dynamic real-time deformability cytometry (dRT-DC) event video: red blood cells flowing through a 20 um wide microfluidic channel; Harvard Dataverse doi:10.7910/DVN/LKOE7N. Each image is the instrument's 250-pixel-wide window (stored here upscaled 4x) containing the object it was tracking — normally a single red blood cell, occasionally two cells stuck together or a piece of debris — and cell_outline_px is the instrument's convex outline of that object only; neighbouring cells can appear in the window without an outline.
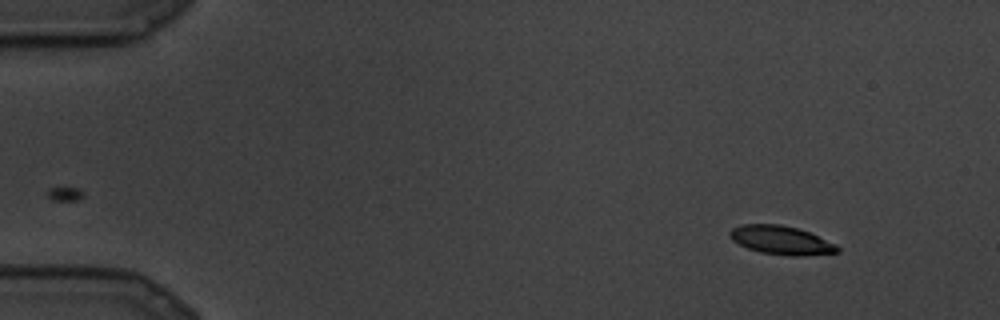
{"species": "common noctule bat (a hibernating species)", "species_latin": "Nyctalus noctula", "temperature_condition": "cold", "stored_images_in_passage": 6, "camera_frame_rate_fps": 3000, "um_per_image_px": 0.085, "animal": {"sex": "male", "body_mass_g": 19.5, "forearm_length_mm": 54.6}, "frame": {"image": 1, "passage_image": 1, "time_ms": 0.0, "image_size_px": [1000, 320], "cell_outline_px": [[840, 252], [804, 256], [792, 256], [760, 252], [748, 248], [732, 240], [728, 232], [732, 228], [744, 224], [780, 224], [796, 228], [808, 232], [836, 244], [840, 248]], "centroid_in_image_um": [66.41, 20.42], "position_along_channel_um": 18.6, "area_um2": 17.86}}
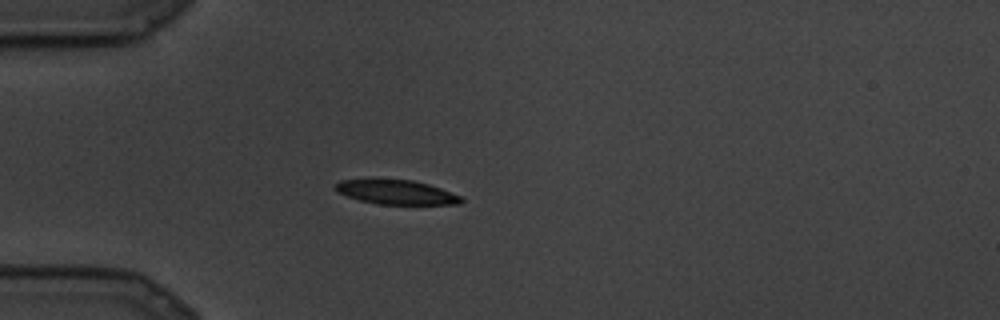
{"frame": {"image": 2, "passage_image": 6, "time_ms": 1.667, "image_size_px": [1000, 320], "cell_outline_px": [[464, 200], [460, 204], [376, 204], [360, 200], [336, 192], [332, 188], [340, 180], [372, 176], [412, 180], [428, 184], [464, 196]], "centroid_in_image_um": [33.61, 16.28], "position_along_channel_um": 51.4, "area_um2": 18.79}}